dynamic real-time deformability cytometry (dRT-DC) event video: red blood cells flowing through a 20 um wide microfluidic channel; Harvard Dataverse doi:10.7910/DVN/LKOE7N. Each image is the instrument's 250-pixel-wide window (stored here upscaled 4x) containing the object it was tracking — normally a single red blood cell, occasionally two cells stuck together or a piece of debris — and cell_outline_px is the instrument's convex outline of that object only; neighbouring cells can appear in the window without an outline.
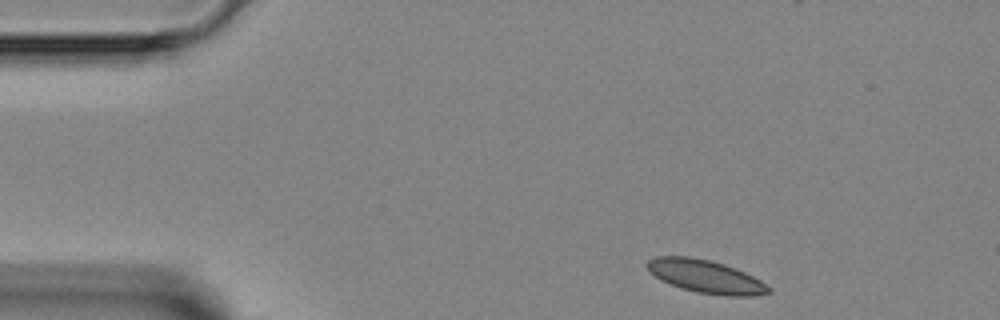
{"species": "Egyptian fruit bat (a non-hibernating species)", "species_latin": "Rousettus aegyptiacus", "temperature_condition": "room temperature", "stored_images_in_passage": 3, "camera_frame_rate_fps": 3000, "um_per_image_px": 0.085, "animal": {"sex": "female"}, "frame": {"image": 1, "passage_image": 1, "time_ms": 0.0, "image_size_px": [1000, 320], "cell_outline_px": [[772, 292], [752, 296], [728, 296], [696, 292], [680, 288], [660, 280], [648, 272], [644, 264], [648, 260], [656, 256], [688, 256], [708, 260], [724, 264], [736, 268], [760, 280], [772, 288]], "centroid_in_image_um": [59.94, 23.5], "position_along_channel_um": 25.1, "area_um2": 23.58}}
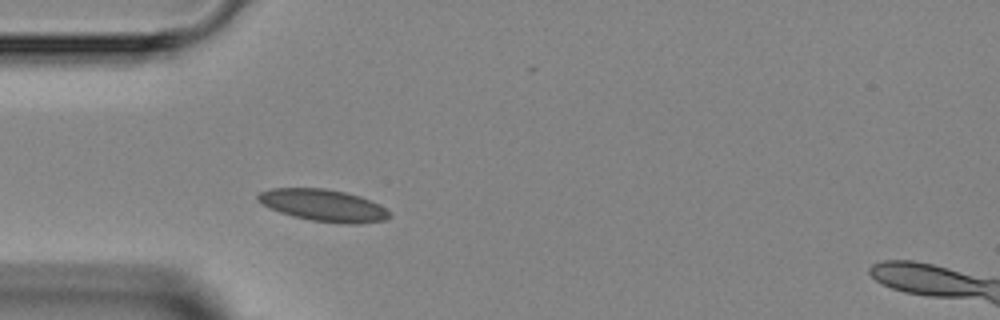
{"frame": {"image": 2, "passage_image": 3, "time_ms": 2.333, "image_size_px": [1000, 320], "cell_outline_px": [[388, 216], [384, 220], [360, 224], [344, 224], [312, 220], [292, 216], [268, 208], [260, 204], [256, 200], [256, 196], [260, 192], [272, 188], [324, 188], [344, 192], [360, 196], [384, 208], [388, 212]], "centroid_in_image_um": [27.4, 17.45], "position_along_channel_um": 57.6, "area_um2": 24.33}}